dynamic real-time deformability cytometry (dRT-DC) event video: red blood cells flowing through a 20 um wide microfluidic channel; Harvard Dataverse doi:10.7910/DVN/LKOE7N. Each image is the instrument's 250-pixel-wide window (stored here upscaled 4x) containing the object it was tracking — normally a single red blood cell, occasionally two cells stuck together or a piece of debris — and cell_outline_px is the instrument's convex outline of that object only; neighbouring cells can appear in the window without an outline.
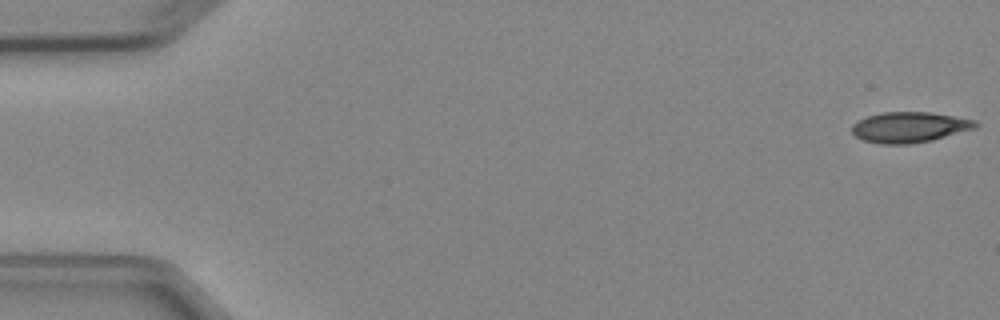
{"species": "Egyptian fruit bat (a non-hibernating species)", "species_latin": "Rousettus aegyptiacus", "temperature_condition": "cold", "stored_images_in_passage": 5, "camera_frame_rate_fps": 3000, "um_per_image_px": 0.085, "animal": {"sex": "female"}, "frame": {"image": 1, "passage_image": 1, "time_ms": 0.0, "image_size_px": [1000, 320], "cell_outline_px": [[980, 124], [976, 128], [932, 140], [908, 144], [880, 144], [864, 140], [856, 136], [852, 132], [852, 124], [856, 120], [880, 112], [928, 112], [976, 120]], "centroid_in_image_um": [77.29, 10.81], "position_along_channel_um": 7.7, "area_um2": 22.02}}
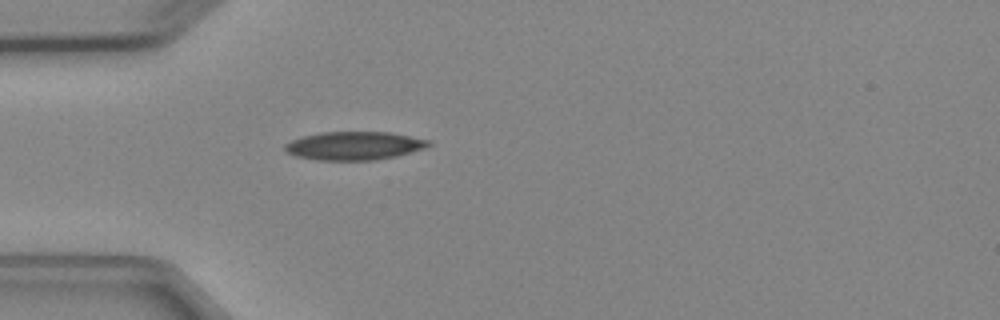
{"frame": {"image": 2, "passage_image": 5, "time_ms": 4.667, "image_size_px": [1000, 320], "cell_outline_px": [[432, 144], [424, 148], [396, 156], [376, 160], [316, 160], [296, 156], [288, 152], [284, 148], [284, 144], [292, 140], [304, 136], [320, 132], [392, 132], [432, 140]], "centroid_in_image_um": [30.14, 12.38], "position_along_channel_um": 54.9, "area_um2": 23.81}}